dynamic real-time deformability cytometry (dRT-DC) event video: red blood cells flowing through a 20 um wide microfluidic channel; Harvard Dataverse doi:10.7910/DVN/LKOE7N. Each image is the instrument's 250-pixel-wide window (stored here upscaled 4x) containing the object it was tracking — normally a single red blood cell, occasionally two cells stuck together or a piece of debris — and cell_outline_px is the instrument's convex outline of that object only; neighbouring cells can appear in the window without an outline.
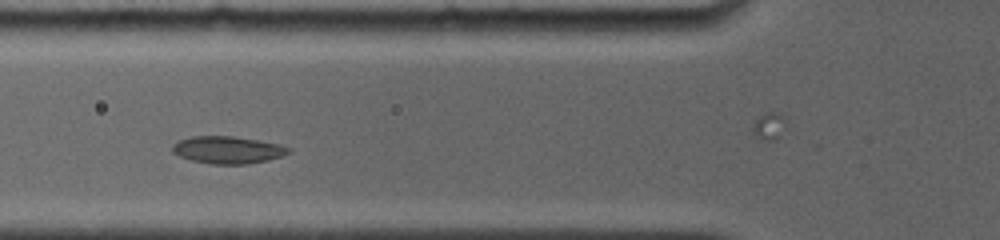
{"species": "common noctule bat (a hibernating species)", "species_latin": "Nyctalus noctula", "temperature_condition": "room temperature", "stored_images_in_passage": 7, "camera_frame_rate_fps": 4000, "um_per_image_px": 0.085, "animal": {"sex": "female", "body_mass_g": 19.0, "forearm_length_mm": 56.7}, "frame": {"image": 1, "passage_image": 6, "time_ms": 3.25, "image_size_px": [1000, 240], "cell_outline_px": [[292, 152], [268, 160], [248, 164], [212, 164], [192, 160], [180, 156], [172, 152], [172, 144], [180, 140], [192, 136], [232, 136], [256, 140], [276, 144], [292, 148]], "centroid_in_image_um": [19.35, 12.74], "position_along_channel_um": 106.5, "area_um2": 18.32}}